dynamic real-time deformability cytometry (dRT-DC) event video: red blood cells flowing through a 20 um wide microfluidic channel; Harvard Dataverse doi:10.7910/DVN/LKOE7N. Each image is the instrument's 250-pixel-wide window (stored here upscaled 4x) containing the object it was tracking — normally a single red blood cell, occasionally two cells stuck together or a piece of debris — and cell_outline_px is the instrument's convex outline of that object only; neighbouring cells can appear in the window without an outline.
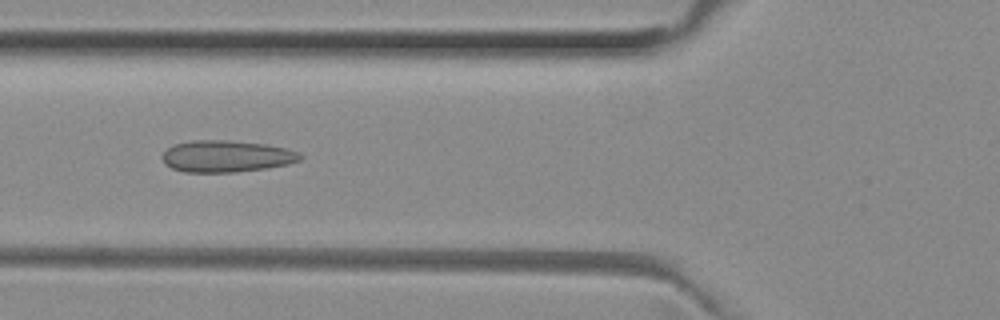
{"species": "common noctule bat (a hibernating species)", "species_latin": "Nyctalus noctula", "temperature_condition": "room temperature", "stored_images_in_passage": 43, "camera_frame_rate_fps": 3000, "um_per_image_px": 0.085, "animal": {"sex": "female", "body_mass_g": 29.2, "forearm_length_mm": 56.3}, "frame": {"image": 1, "passage_image": 16, "time_ms": 5.0, "image_size_px": [1000, 320], "cell_outline_px": [[304, 156], [300, 160], [288, 164], [264, 168], [236, 172], [184, 172], [172, 168], [164, 164], [160, 156], [172, 144], [192, 140], [224, 140], [264, 144], [288, 148], [300, 152]], "centroid_in_image_um": [19.23, 13.28], "position_along_channel_um": 106.6, "area_um2": 25.66}}
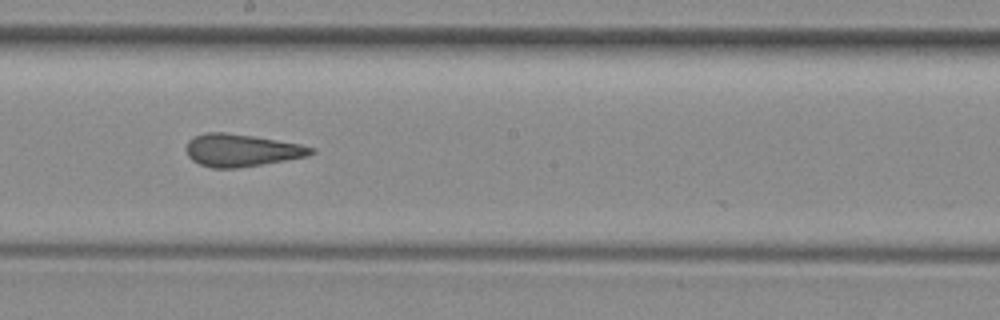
{"frame": {"image": 2, "passage_image": 25, "time_ms": 8.0, "image_size_px": [1000, 320], "cell_outline_px": [[316, 152], [308, 156], [236, 168], [212, 168], [200, 164], [192, 160], [188, 156], [184, 148], [188, 140], [204, 132], [224, 132], [252, 136], [300, 144], [316, 148]], "centroid_in_image_um": [20.5, 12.77], "position_along_channel_um": 227.7, "area_um2": 23.52}}
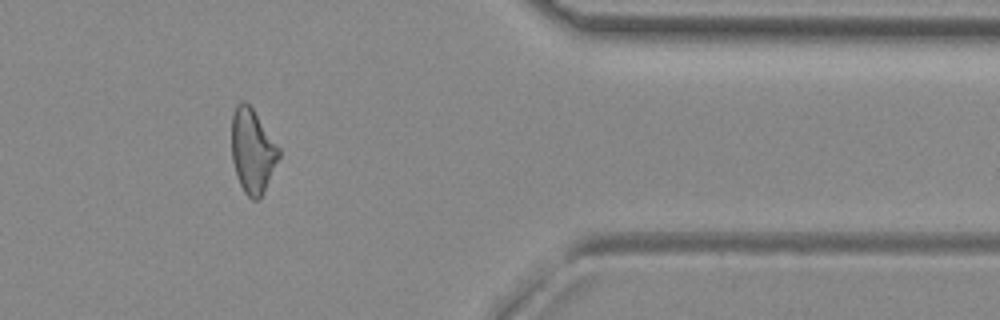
{"frame": {"image": 3, "passage_image": 39, "time_ms": 12.667, "image_size_px": [1000, 320], "cell_outline_px": [[280, 156], [260, 196], [256, 200], [252, 200], [244, 192], [240, 184], [232, 160], [232, 116], [236, 104], [240, 100], [244, 100], [252, 108], [280, 148]], "centroid_in_image_um": [21.44, 12.78], "position_along_channel_um": 390.0, "area_um2": 22.72}, "authors_computed_cell_mechanics": {"area_um2": 24.1026, "velocity_mm_per_s": 4.0308, "shape_relaxation_time_tau1_ms": null, "shape_relaxation_time_tau2_ms": 1.4151, "deformation_change_tau1": null, "deformation_change_tau2": 0.1169}}